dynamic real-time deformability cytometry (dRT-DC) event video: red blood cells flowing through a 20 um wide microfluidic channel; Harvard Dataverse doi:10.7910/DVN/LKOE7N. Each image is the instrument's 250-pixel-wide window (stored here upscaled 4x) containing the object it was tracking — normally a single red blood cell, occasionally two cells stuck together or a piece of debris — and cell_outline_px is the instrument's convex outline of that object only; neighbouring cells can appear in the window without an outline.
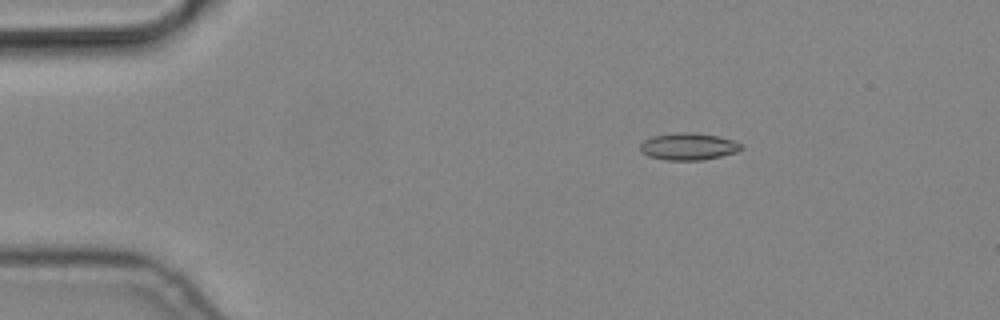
{"species": "common noctule bat (a hibernating species)", "species_latin": "Nyctalus noctula", "temperature_condition": "cold", "stored_images_in_passage": 5, "camera_frame_rate_fps": 3000, "um_per_image_px": 0.085, "animal": {"sex": "male", "body_mass_g": 19.2, "forearm_length_mm": 51.8}, "frame": {"image": 1, "passage_image": 2, "time_ms": 0.333, "image_size_px": [1000, 320], "cell_outline_px": [[744, 148], [736, 152], [704, 160], [668, 160], [648, 156], [640, 152], [640, 144], [644, 140], [652, 136], [676, 132], [688, 132], [716, 136], [732, 140], [744, 144]], "centroid_in_image_um": [58.51, 12.45], "position_along_channel_um": 26.5, "area_um2": 15.95}}
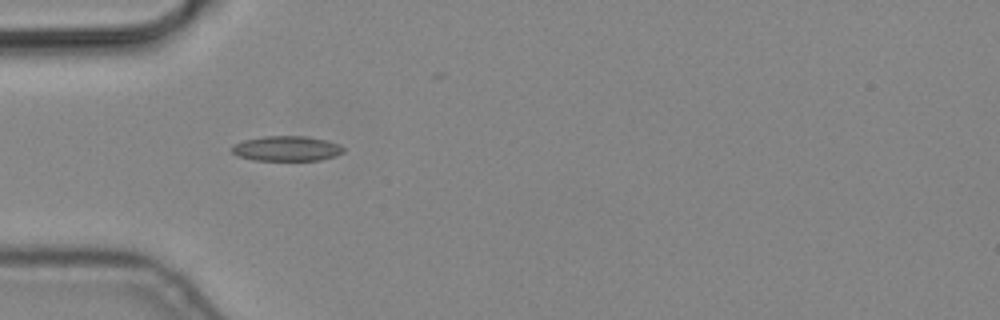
{"frame": {"image": 2, "passage_image": 4, "time_ms": 1.0, "image_size_px": [1000, 320], "cell_outline_px": [[344, 152], [336, 156], [320, 160], [252, 160], [236, 156], [232, 152], [232, 144], [244, 140], [264, 136], [304, 136], [324, 140], [340, 144], [344, 148]], "centroid_in_image_um": [24.35, 12.63], "position_along_channel_um": 60.7, "area_um2": 16.36}}
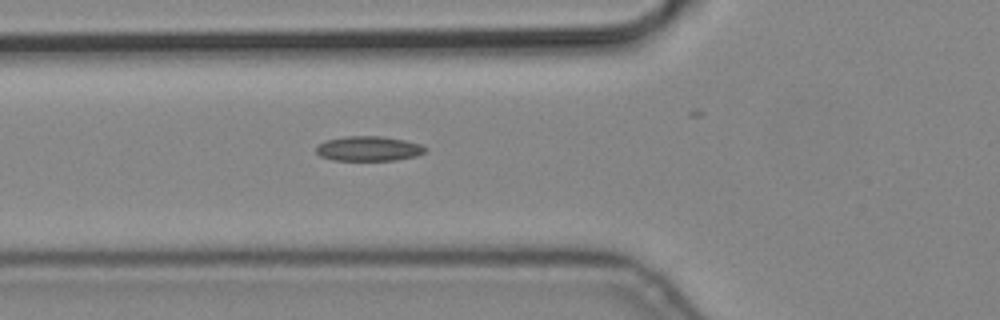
{"frame": {"image": 3, "passage_image": 5, "time_ms": 1.333, "image_size_px": [1000, 320], "cell_outline_px": [[428, 148], [424, 152], [416, 156], [396, 160], [332, 160], [320, 156], [316, 152], [316, 148], [320, 144], [328, 140], [344, 136], [380, 136], [404, 140], [420, 144]], "centroid_in_image_um": [31.34, 12.63], "position_along_channel_um": 94.5, "area_um2": 15.66}}